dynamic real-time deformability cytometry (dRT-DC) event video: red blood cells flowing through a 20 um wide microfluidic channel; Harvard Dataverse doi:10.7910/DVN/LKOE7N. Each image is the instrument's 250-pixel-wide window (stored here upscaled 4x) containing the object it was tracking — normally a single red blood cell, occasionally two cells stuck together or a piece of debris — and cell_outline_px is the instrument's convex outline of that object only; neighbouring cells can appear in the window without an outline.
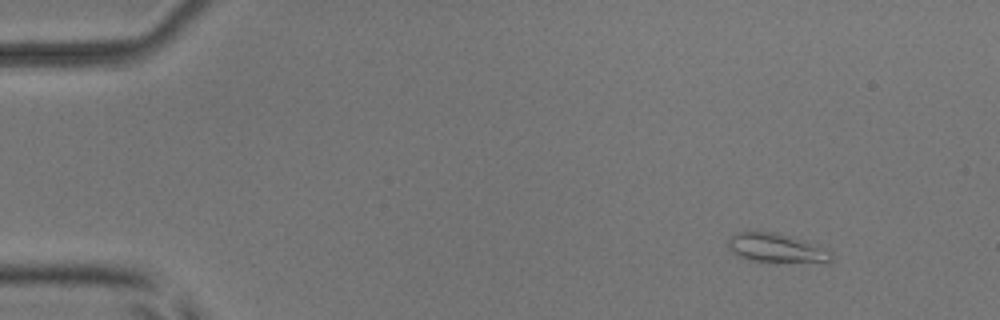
{"species": "common noctule bat (a hibernating species)", "species_latin": "Nyctalus noctula", "temperature_condition": "room temperature", "stored_images_in_passage": 4, "camera_frame_rate_fps": 3000, "um_per_image_px": 0.085, "animal": {"sex": "male", "body_mass_g": 17.9, "forearm_length_mm": 54.2}, "frame": {"image": 1, "passage_image": 1, "time_ms": 0.0, "image_size_px": [1000, 320], "cell_outline_px": [[832, 260], [828, 264], [776, 264], [752, 260], [740, 256], [732, 252], [728, 244], [728, 240], [736, 232], [756, 228], [776, 232], [792, 236], [804, 240], [828, 252], [832, 256]], "centroid_in_image_um": [66.0, 21.1], "position_along_channel_um": 19.0, "area_um2": 18.61}}